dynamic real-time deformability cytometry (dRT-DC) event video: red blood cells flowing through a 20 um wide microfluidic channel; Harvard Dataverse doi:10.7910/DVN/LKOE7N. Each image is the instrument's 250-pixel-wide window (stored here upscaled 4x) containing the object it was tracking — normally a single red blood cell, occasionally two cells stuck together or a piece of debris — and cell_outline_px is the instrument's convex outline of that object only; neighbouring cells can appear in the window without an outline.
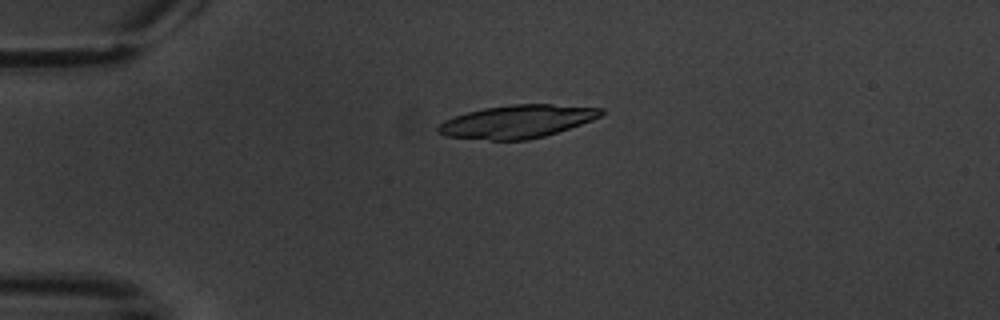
{"species": "common noctule bat (a hibernating species)", "species_latin": "Nyctalus noctula", "temperature_condition": "warm", "stored_images_in_passage": 5, "camera_frame_rate_fps": 3000, "um_per_image_px": 0.085, "animal": {"sex": "male", "body_mass_g": 20.1, "forearm_length_mm": 53.5}, "frame": {"image": 1, "passage_image": 4, "time_ms": 4.667, "image_size_px": [1000, 320], "cell_outline_px": [[604, 112], [600, 116], [592, 120], [544, 136], [528, 140], [488, 140], [444, 136], [436, 132], [436, 128], [444, 120], [468, 112], [484, 108], [512, 104], [552, 104], [604, 108]], "centroid_in_image_um": [43.94, 10.33], "position_along_channel_um": 41.1, "area_um2": 31.21}}